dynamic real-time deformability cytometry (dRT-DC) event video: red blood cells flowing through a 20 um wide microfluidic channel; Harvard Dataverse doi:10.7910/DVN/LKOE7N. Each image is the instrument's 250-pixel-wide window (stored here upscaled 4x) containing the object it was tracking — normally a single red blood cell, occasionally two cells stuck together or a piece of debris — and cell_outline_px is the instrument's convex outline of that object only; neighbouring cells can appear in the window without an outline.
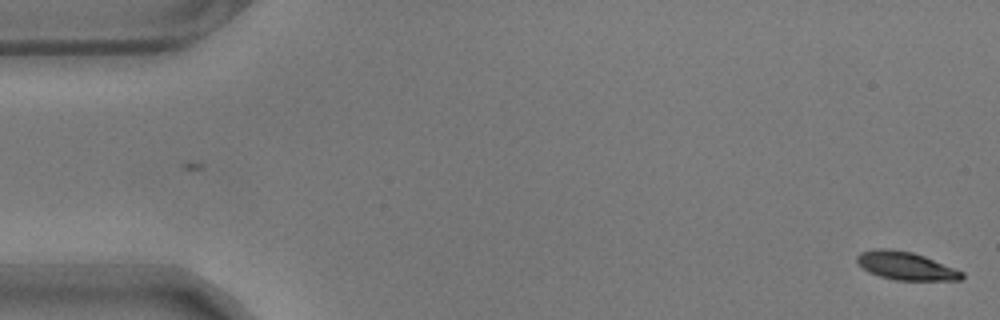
{"species": "common noctule bat (a hibernating species)", "species_latin": "Nyctalus noctula", "temperature_condition": "warm", "stored_images_in_passage": 2, "camera_frame_rate_fps": 3000, "um_per_image_px": 0.085, "animal": {"sex": "male", "body_mass_g": 17.9}, "frame": {"image": 1, "passage_image": 2, "time_ms": 0.333, "image_size_px": [1000, 320], "cell_outline_px": [[964, 276], [960, 280], [896, 280], [880, 276], [868, 272], [856, 260], [856, 256], [860, 252], [876, 248], [888, 248], [912, 252], [924, 256], [964, 272]], "centroid_in_image_um": [76.98, 22.59], "position_along_channel_um": 8.0, "area_um2": 17.05}}